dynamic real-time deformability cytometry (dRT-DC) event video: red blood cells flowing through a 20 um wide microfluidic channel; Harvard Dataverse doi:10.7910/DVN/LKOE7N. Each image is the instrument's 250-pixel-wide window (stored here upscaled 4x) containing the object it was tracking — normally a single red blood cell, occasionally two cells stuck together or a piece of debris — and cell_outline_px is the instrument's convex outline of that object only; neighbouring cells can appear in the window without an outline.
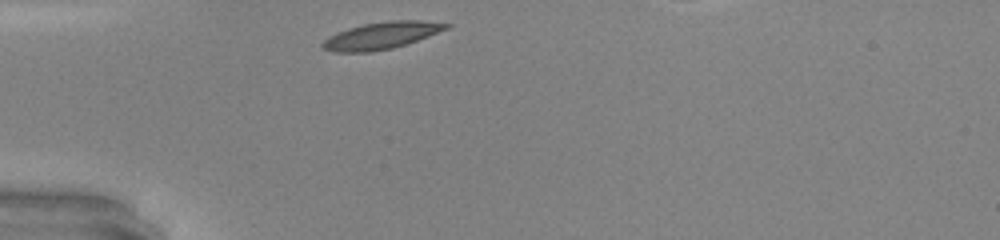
{"species": "common noctule bat (a hibernating species)", "species_latin": "Nyctalus noctula", "temperature_condition": "warm", "stored_images_in_passage": 25, "camera_frame_rate_fps": 3000, "um_per_image_px": 0.085, "animal": {"sex": "male", "body_mass_g": 20.0, "forearm_length_mm": 53.3}, "frame": {"image": 1, "passage_image": 1, "time_ms": 0.0, "image_size_px": [1000, 240], "cell_outline_px": [[452, 24], [448, 28], [428, 36], [392, 48], [372, 52], [332, 52], [320, 48], [320, 44], [328, 36], [348, 28], [364, 24], [392, 20], [420, 20]], "centroid_in_image_um": [32.36, 3.03], "position_along_channel_um": 52.6, "area_um2": 19.36}}
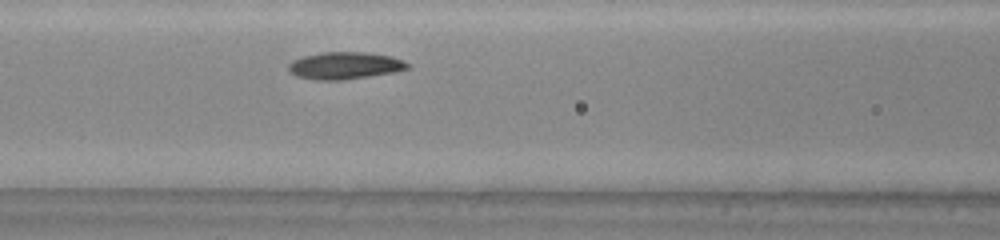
{"frame": {"image": 2, "passage_image": 8, "time_ms": 2.333, "image_size_px": [1000, 240], "cell_outline_px": [[408, 68], [396, 72], [340, 80], [316, 80], [296, 76], [288, 72], [288, 64], [292, 60], [304, 56], [320, 52], [364, 52], [392, 56], [404, 60], [408, 64]], "centroid_in_image_um": [29.28, 5.57], "position_along_channel_um": 137.3, "area_um2": 18.9}, "authors_computed_cell_mechanics": {"area_um2": 18.4382, "velocity_mm_per_s": 4.3087, "shape_relaxation_time_tau1_ms": 1.8388, "shape_relaxation_time_tau2_ms": null, "deformation_change_tau1": 0.1158, "deformation_change_tau2": null}}